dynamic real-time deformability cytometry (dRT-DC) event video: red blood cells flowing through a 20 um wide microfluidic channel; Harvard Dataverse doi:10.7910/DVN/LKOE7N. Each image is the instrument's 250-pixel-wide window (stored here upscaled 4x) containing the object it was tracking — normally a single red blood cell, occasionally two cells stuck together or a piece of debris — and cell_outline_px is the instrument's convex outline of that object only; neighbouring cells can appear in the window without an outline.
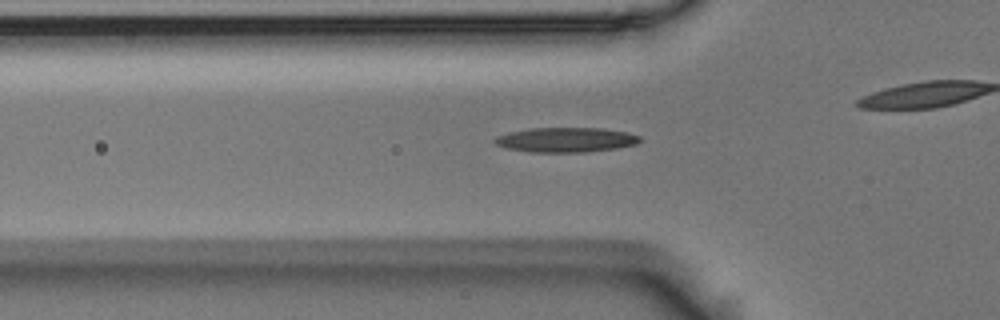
{"species": "Egyptian fruit bat (a non-hibernating species)", "species_latin": "Rousettus aegyptiacus", "temperature_condition": "room temperature", "stored_images_in_passage": 45, "camera_frame_rate_fps": 3000, "um_per_image_px": 0.085, "animal": {"sex": "male"}, "frame": {"image": 1, "passage_image": 18, "time_ms": 5.667, "image_size_px": [1000, 320], "cell_outline_px": [[640, 140], [632, 144], [608, 148], [516, 148], [500, 144], [496, 140], [504, 136], [520, 132], [548, 128], [584, 128], [620, 132], [636, 136]], "centroid_in_image_um": [48.25, 11.8], "position_along_channel_um": 77.5, "area_um2": 16.53}}
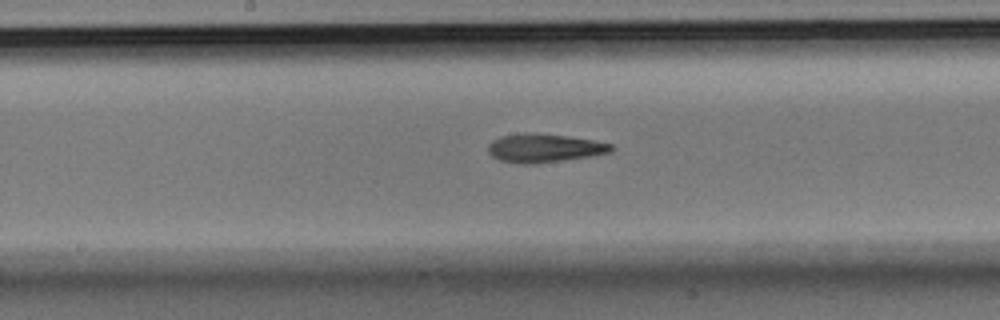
{"frame": {"image": 2, "passage_image": 28, "time_ms": 9.0, "image_size_px": [1000, 320], "cell_outline_px": [[612, 148], [604, 152], [548, 160], [508, 160], [496, 156], [492, 152], [492, 144], [508, 136], [560, 136], [608, 144]], "centroid_in_image_um": [46.32, 12.56], "position_along_channel_um": 201.9, "area_um2": 16.13}}
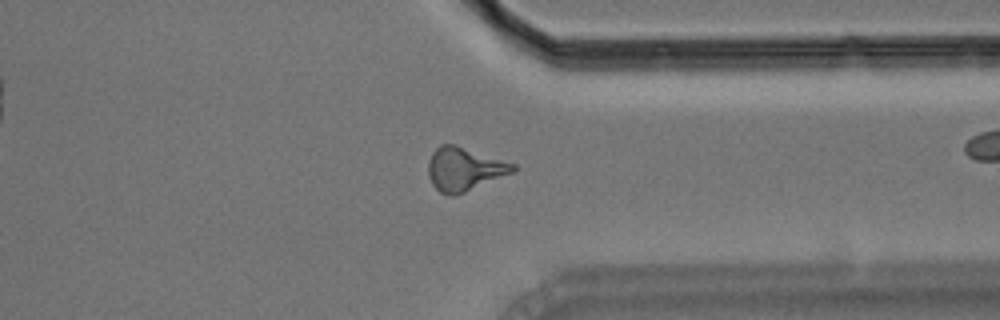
{"frame": {"image": 3, "passage_image": 42, "time_ms": 13.667, "image_size_px": [1000, 320], "cell_outline_px": [[516, 168], [508, 172], [460, 192], [444, 192], [436, 188], [432, 180], [432, 156], [444, 144], [448, 144], [512, 164]], "centroid_in_image_um": [39.45, 14.35], "position_along_channel_um": 371.9, "area_um2": 18.26}}